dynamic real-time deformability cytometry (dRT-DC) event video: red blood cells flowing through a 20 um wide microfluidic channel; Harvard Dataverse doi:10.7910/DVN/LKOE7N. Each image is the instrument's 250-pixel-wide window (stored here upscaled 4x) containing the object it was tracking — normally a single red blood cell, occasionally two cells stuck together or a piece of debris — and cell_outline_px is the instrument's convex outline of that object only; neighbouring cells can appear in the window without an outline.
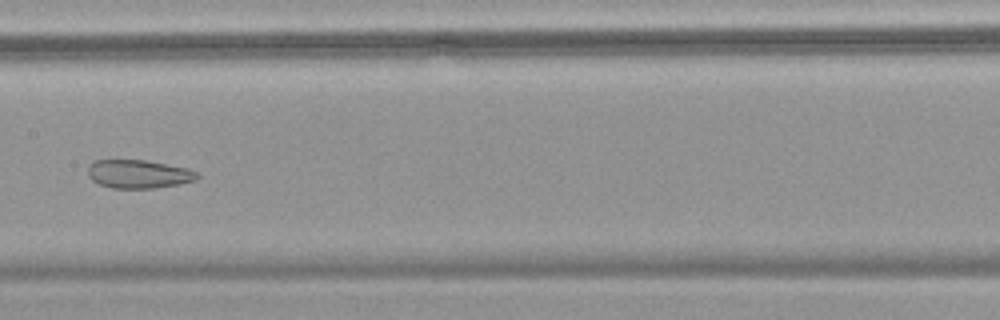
{"species": "common noctule bat (a hibernating species)", "species_latin": "Nyctalus noctula", "temperature_condition": "warm", "stored_images_in_passage": 49, "camera_frame_rate_fps": 3000, "um_per_image_px": 0.085, "animal": {"sex": "female", "body_mass_g": 18.4}, "frame": {"image": 1, "passage_image": 26, "time_ms": 8.333, "image_size_px": [1000, 320], "cell_outline_px": [[200, 176], [196, 180], [180, 184], [152, 188], [112, 188], [100, 184], [92, 180], [88, 176], [88, 164], [96, 160], [144, 160], [188, 168], [196, 172]], "centroid_in_image_um": [11.77, 14.79], "position_along_channel_um": 195.6, "area_um2": 18.09}}
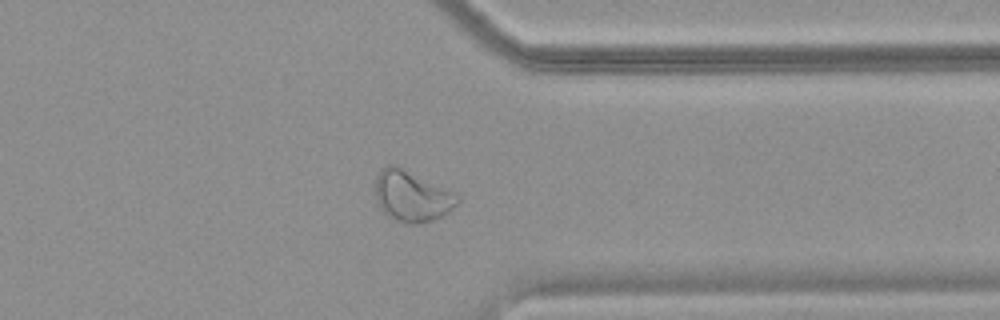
{"frame": {"image": 2, "passage_image": 39, "time_ms": 12.667, "image_size_px": [1000, 320], "cell_outline_px": [[460, 200], [448, 212], [432, 220], [412, 224], [396, 220], [384, 212], [380, 208], [376, 200], [372, 188], [376, 176], [388, 164], [396, 164], [460, 196]], "centroid_in_image_um": [34.94, 16.65], "position_along_channel_um": 376.5, "area_um2": 24.16}}
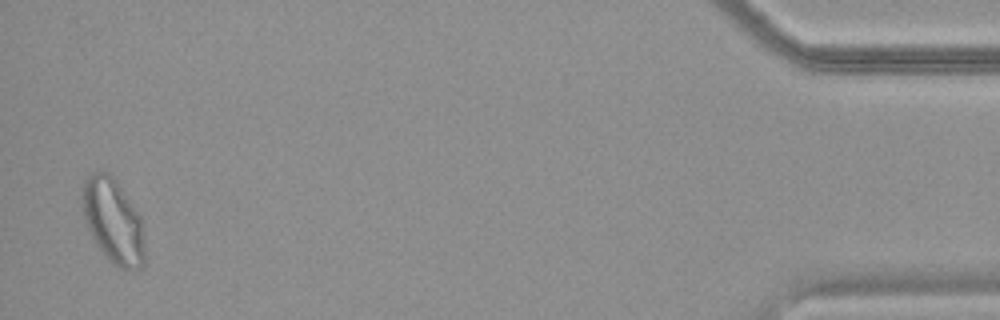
{"frame": {"image": 3, "passage_image": 48, "time_ms": 15.667, "image_size_px": [1000, 320], "cell_outline_px": [[144, 264], [140, 268], [120, 268], [112, 264], [108, 260], [96, 244], [88, 228], [84, 216], [84, 180], [92, 172], [104, 168], [112, 176], [140, 216], [144, 244]], "centroid_in_image_um": [9.62, 18.79], "position_along_channel_um": 425.6, "area_um2": 30.11}}